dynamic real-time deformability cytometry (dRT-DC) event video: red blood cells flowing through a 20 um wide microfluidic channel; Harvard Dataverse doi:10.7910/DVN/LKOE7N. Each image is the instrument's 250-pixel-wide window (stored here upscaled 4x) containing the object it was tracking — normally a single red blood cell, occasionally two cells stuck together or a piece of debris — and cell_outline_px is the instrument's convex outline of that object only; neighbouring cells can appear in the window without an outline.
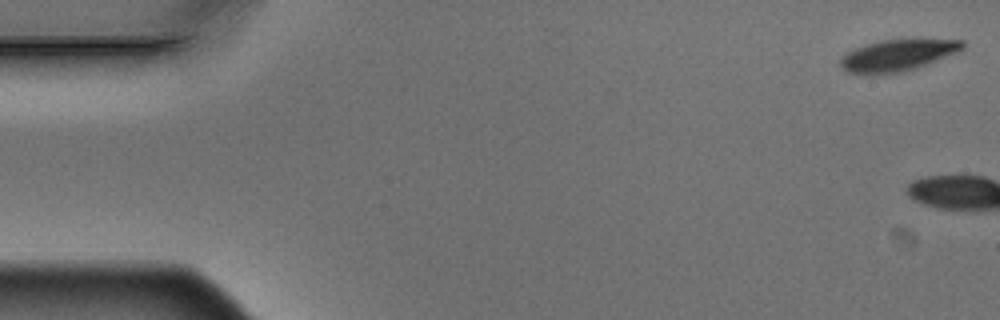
{"species": "Egyptian fruit bat (a non-hibernating species)", "species_latin": "Rousettus aegyptiacus", "temperature_condition": "warm", "stored_images_in_passage": 4, "camera_frame_rate_fps": 3000, "um_per_image_px": 0.085, "animal": {"sex": "male"}, "frame": {"image": 1, "passage_image": 1, "time_ms": 0.0, "image_size_px": [1000, 320], "cell_outline_px": [[964, 48], [956, 52], [916, 68], [900, 72], [848, 72], [840, 64], [840, 60], [848, 52], [856, 48], [868, 44], [884, 40], [916, 36], [964, 40]], "centroid_in_image_um": [76.43, 4.61], "position_along_channel_um": 8.6, "area_um2": 22.37}}